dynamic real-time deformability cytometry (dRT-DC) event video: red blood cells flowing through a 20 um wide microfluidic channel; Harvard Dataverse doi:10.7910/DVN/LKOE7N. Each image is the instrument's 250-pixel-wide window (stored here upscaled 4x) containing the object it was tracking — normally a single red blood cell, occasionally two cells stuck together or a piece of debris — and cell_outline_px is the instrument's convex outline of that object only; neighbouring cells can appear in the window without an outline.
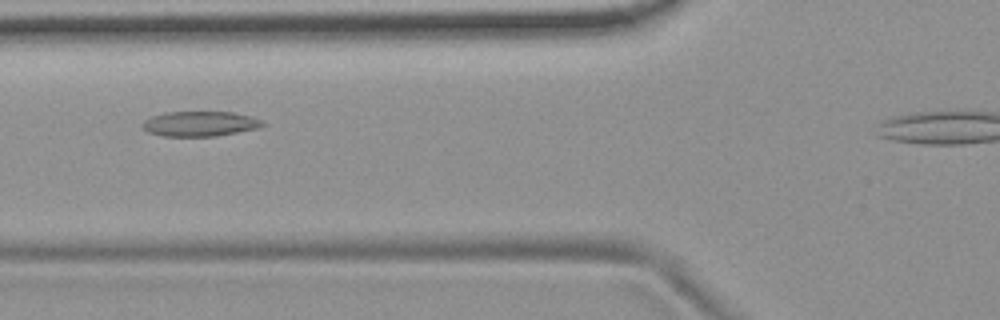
{"species": "common noctule bat (a hibernating species)", "species_latin": "Nyctalus noctula", "temperature_condition": "room temperature", "stored_images_in_passage": 32, "camera_frame_rate_fps": 3000, "um_per_image_px": 0.085, "animal": {"sex": "female", "body_mass_g": 19.9}, "frame": {"image": 1, "passage_image": 5, "time_ms": 1.333, "image_size_px": [1000, 320], "cell_outline_px": [[264, 124], [260, 128], [216, 136], [164, 136], [148, 132], [140, 124], [144, 120], [152, 116], [164, 112], [232, 112], [252, 116], [260, 120]], "centroid_in_image_um": [16.98, 10.52], "position_along_channel_um": 108.8, "area_um2": 17.51}}
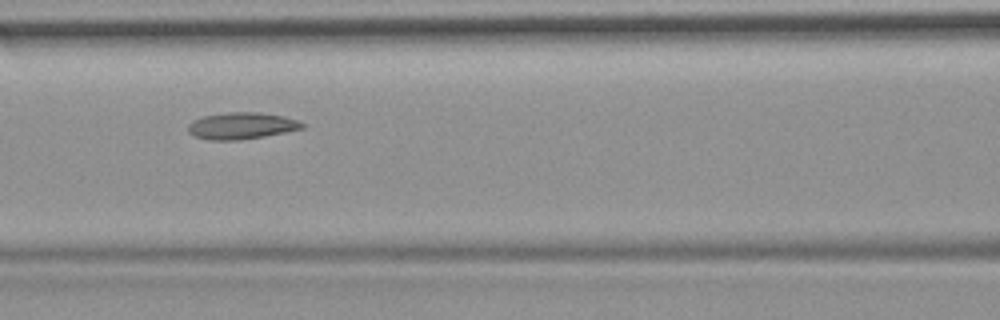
{"frame": {"image": 2, "passage_image": 8, "time_ms": 2.333, "image_size_px": [1000, 320], "cell_outline_px": [[304, 128], [264, 136], [240, 140], [212, 140], [196, 136], [188, 132], [188, 124], [192, 120], [204, 116], [228, 112], [256, 112], [284, 116], [296, 120], [304, 124]], "centroid_in_image_um": [20.51, 10.69], "position_along_channel_um": 146.1, "area_um2": 17.57}}
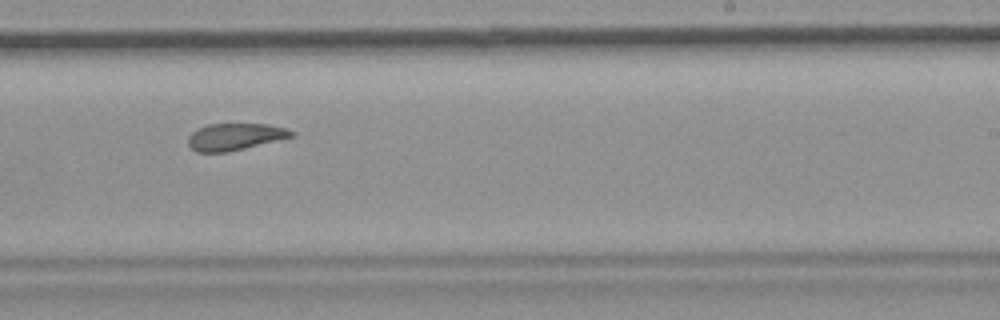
{"frame": {"image": 3, "passage_image": 18, "time_ms": 5.667, "image_size_px": [1000, 320], "cell_outline_px": [[296, 136], [228, 152], [196, 152], [188, 144], [188, 136], [192, 132], [208, 124], [268, 124], [284, 128], [296, 132]], "centroid_in_image_um": [20.0, 11.62], "position_along_channel_um": 269.0, "area_um2": 16.18}}